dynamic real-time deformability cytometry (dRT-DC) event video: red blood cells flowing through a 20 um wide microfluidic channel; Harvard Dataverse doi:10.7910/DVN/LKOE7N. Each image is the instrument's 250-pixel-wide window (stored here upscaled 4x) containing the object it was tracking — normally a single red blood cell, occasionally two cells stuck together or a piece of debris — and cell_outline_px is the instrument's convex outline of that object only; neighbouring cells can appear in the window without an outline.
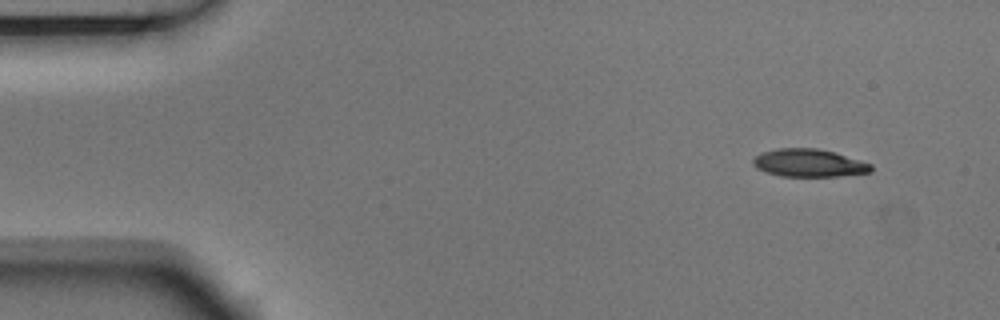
{"species": "Egyptian fruit bat (a non-hibernating species)", "species_latin": "Rousettus aegyptiacus", "temperature_condition": "room temperature", "stored_images_in_passage": 4, "camera_frame_rate_fps": 3000, "um_per_image_px": 0.085, "animal": {"sex": "male"}, "frame": {"image": 1, "passage_image": 1, "time_ms": 0.0, "image_size_px": [1000, 320], "cell_outline_px": [[872, 172], [836, 176], [780, 176], [756, 168], [752, 164], [752, 160], [756, 156], [764, 152], [776, 148], [816, 148], [836, 152], [872, 164]], "centroid_in_image_um": [68.77, 13.85], "position_along_channel_um": 16.2, "area_um2": 19.07}}
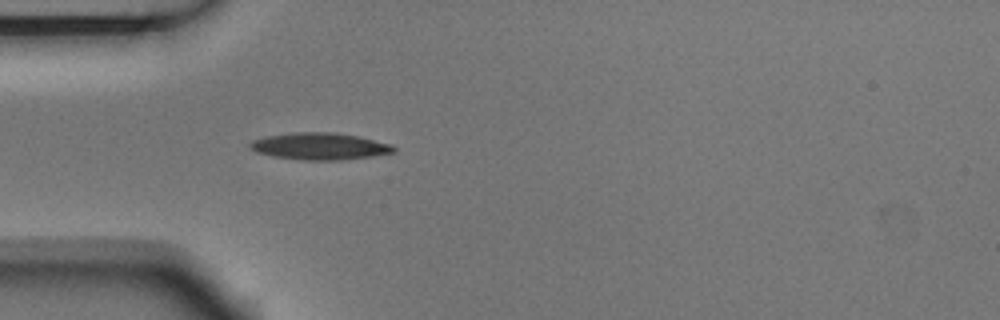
{"frame": {"image": 2, "passage_image": 4, "time_ms": 1.0, "image_size_px": [1000, 320], "cell_outline_px": [[396, 152], [372, 156], [340, 160], [304, 160], [276, 156], [256, 152], [248, 144], [252, 140], [264, 136], [292, 132], [336, 132], [360, 136], [392, 144], [396, 148]], "centroid_in_image_um": [27.22, 12.41], "position_along_channel_um": 57.8, "area_um2": 22.66}}